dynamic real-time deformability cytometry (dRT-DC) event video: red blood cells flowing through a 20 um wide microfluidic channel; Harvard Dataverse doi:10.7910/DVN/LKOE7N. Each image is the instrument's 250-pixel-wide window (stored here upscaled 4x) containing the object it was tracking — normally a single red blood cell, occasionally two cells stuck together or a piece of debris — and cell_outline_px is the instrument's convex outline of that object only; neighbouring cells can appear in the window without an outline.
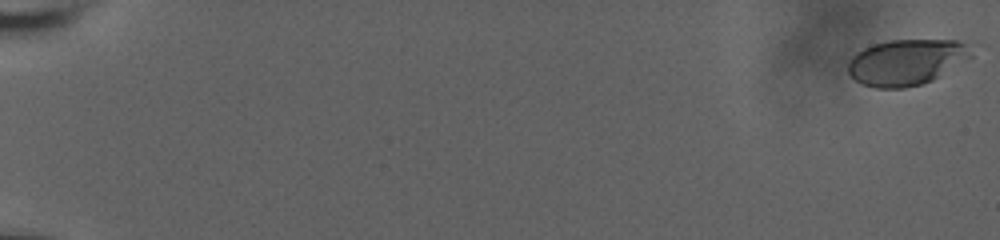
{"species": "human", "species_latin": "Homo sapiens", "temperature_condition": "room temperature", "stored_images_in_passage": 60, "camera_frame_rate_fps": 3000, "um_per_image_px": 0.085, "donor": {"sex": "male"}, "frame": {"image": 1, "passage_image": 1, "time_ms": 0.0, "image_size_px": [1000, 240], "cell_outline_px": [[972, 56], [932, 80], [920, 84], [904, 88], [876, 88], [864, 84], [856, 80], [848, 72], [848, 60], [856, 52], [872, 44], [888, 40], [956, 40], [964, 44]], "centroid_in_image_um": [76.97, 5.28], "position_along_channel_um": 8.0, "area_um2": 32.48}}
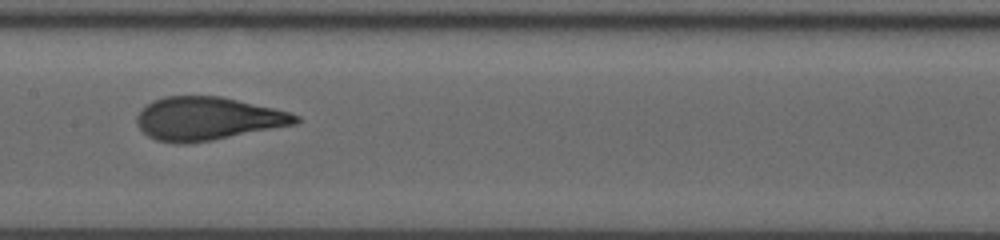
{"frame": {"image": 2, "passage_image": 34, "time_ms": 11.0, "image_size_px": [1000, 240], "cell_outline_px": [[300, 120], [296, 124], [212, 140], [188, 144], [180, 144], [156, 140], [148, 136], [136, 124], [136, 116], [152, 100], [164, 96], [220, 96], [272, 108], [288, 112], [300, 116]], "centroid_in_image_um": [17.61, 10.09], "position_along_channel_um": 189.8, "area_um2": 39.71}}
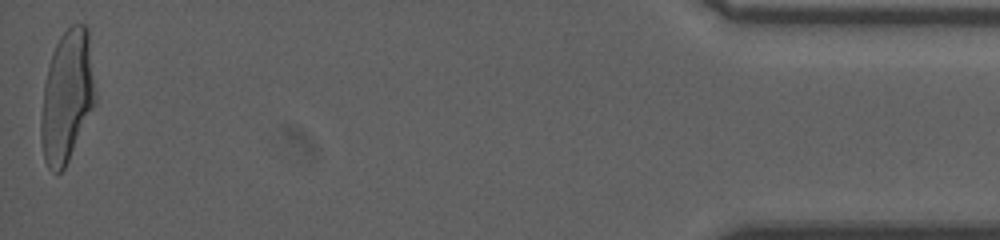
{"frame": {"image": 3, "passage_image": 60, "time_ms": 19.667, "image_size_px": [1000, 240], "cell_outline_px": [[96, 104], [64, 168], [56, 176], [48, 168], [44, 160], [40, 140], [40, 120], [44, 84], [52, 52], [60, 36], [72, 24], [84, 24], [88, 28], [96, 96]], "centroid_in_image_um": [5.69, 8.23], "position_along_channel_um": 429.5, "area_um2": 41.96}, "authors_computed_cell_mechanics": {"area_um2": 38.8994, "velocity_mm_per_s": 3.7197, "shape_relaxation_time_tau1_ms": 4.4313, "shape_relaxation_time_tau2_ms": null, "deformation_change_tau1": 0.2035, "deformation_change_tau2": null}}